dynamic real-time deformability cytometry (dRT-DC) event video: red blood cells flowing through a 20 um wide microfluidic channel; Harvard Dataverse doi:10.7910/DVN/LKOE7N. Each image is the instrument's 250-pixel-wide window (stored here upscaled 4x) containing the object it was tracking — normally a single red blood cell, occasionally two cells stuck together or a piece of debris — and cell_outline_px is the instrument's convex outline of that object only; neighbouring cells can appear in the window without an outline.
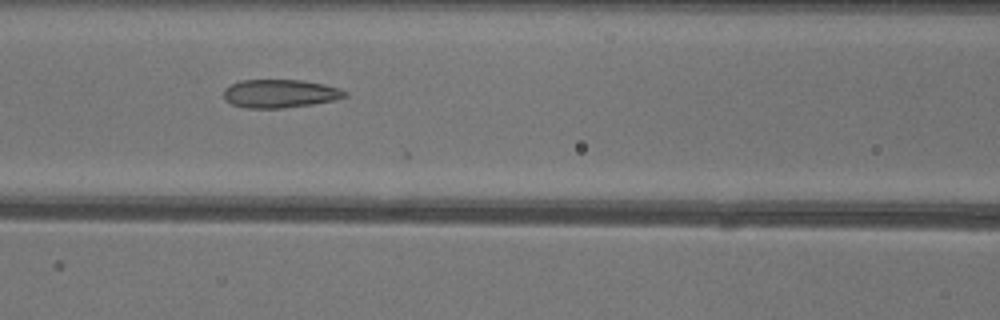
{"species": "common noctule bat (a hibernating species)", "species_latin": "Nyctalus noctula", "temperature_condition": "warm", "stored_images_in_passage": 18, "camera_frame_rate_fps": 3000, "um_per_image_px": 0.085, "animal": {"sex": "female"}, "frame": {"image": 1, "passage_image": 15, "time_ms": 4.667, "image_size_px": [1000, 320], "cell_outline_px": [[348, 96], [332, 100], [312, 104], [284, 108], [248, 108], [232, 104], [224, 100], [224, 88], [240, 80], [300, 80], [324, 84], [340, 88], [348, 92]], "centroid_in_image_um": [23.8, 7.95], "position_along_channel_um": 142.8, "area_um2": 20.0}}